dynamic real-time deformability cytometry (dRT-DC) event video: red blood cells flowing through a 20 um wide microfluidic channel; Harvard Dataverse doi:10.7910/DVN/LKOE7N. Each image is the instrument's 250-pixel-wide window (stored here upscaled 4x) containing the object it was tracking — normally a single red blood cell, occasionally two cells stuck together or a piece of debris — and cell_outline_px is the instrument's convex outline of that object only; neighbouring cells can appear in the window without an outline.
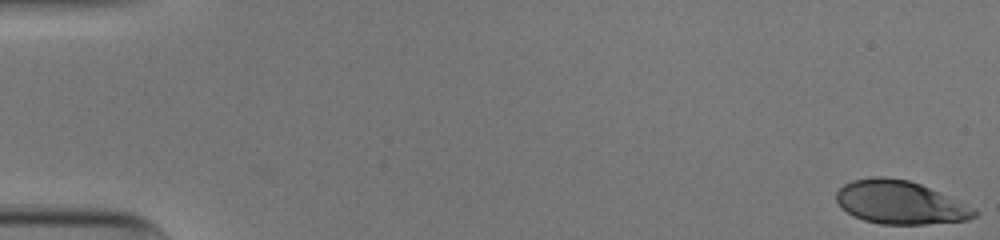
{"species": "human", "species_latin": "Homo sapiens", "temperature_condition": "cold", "stored_images_in_passage": 53, "camera_frame_rate_fps": 3000, "um_per_image_px": 0.085, "donor": {"sex": "male"}, "frame": {"image": 1, "passage_image": 1, "time_ms": 0.0, "image_size_px": [1000, 240], "cell_outline_px": [[980, 212], [976, 216], [968, 220], [924, 224], [880, 224], [864, 220], [852, 216], [840, 208], [836, 200], [836, 192], [844, 184], [852, 180], [872, 176], [884, 176], [908, 180], [920, 184], [976, 208]], "centroid_in_image_um": [76.49, 17.21], "position_along_channel_um": 8.5, "area_um2": 35.03}}
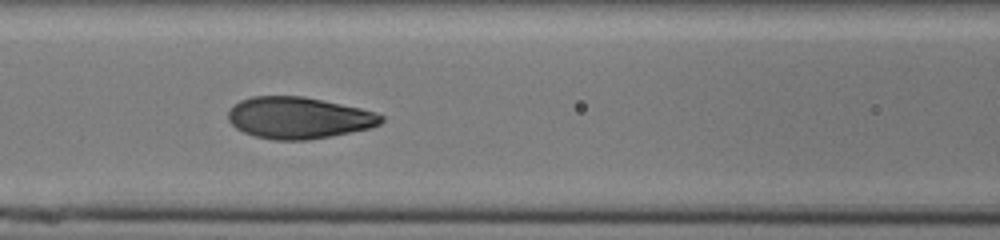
{"frame": {"image": 2, "passage_image": 24, "time_ms": 7.667, "image_size_px": [1000, 240], "cell_outline_px": [[384, 120], [380, 124], [372, 128], [308, 140], [276, 140], [256, 136], [244, 132], [236, 128], [228, 120], [228, 112], [240, 100], [252, 96], [304, 96], [360, 108], [376, 112], [384, 116]], "centroid_in_image_um": [25.41, 10.01], "position_along_channel_um": 141.2, "area_um2": 37.05}}
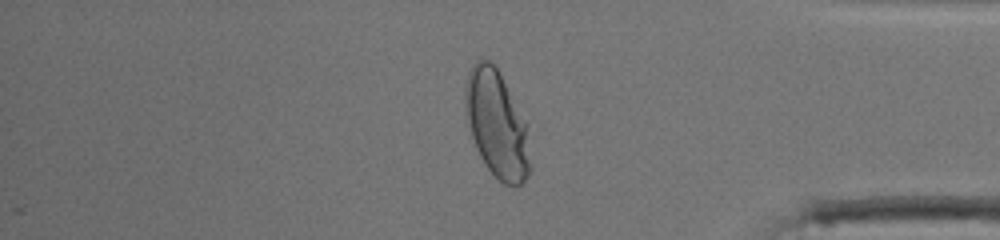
{"frame": {"image": 3, "passage_image": 45, "time_ms": 14.667, "image_size_px": [1000, 240], "cell_outline_px": [[532, 168], [528, 176], [516, 188], [504, 184], [484, 164], [476, 148], [472, 136], [464, 108], [464, 96], [468, 72], [472, 64], [480, 56], [488, 60], [496, 68], [528, 124]], "centroid_in_image_um": [42.25, 10.58], "position_along_channel_um": 392.9, "area_um2": 40.86}, "authors_computed_cell_mechanics": {"area_um2": 37.1654, "velocity_mm_per_s": 3.8955, "shape_relaxation_time_tau1_ms": 4.1493, "shape_relaxation_time_tau2_ms": null, "deformation_change_tau1": 0.1947, "deformation_change_tau2": null}}